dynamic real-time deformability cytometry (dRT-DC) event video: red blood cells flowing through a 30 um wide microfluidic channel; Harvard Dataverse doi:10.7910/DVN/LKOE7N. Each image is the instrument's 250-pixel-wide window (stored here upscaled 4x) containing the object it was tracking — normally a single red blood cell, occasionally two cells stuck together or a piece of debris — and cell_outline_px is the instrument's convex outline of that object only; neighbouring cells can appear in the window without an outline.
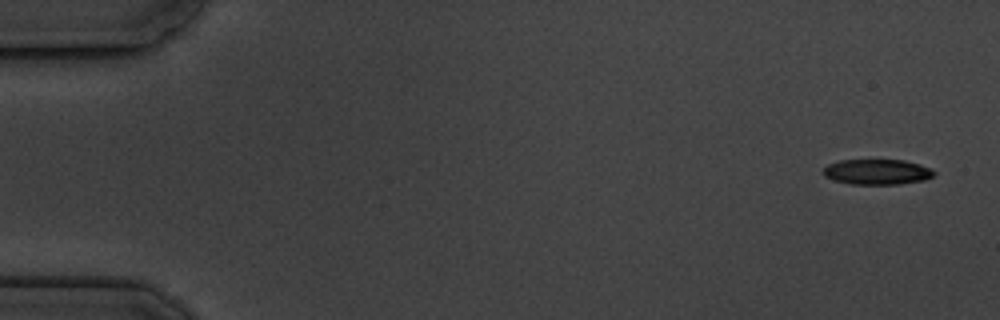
{"species": "common noctule bat (a hibernating species)", "species_latin": "Nyctalus noctula", "temperature_condition": "cold", "stored_images_in_passage": 5, "camera_frame_rate_fps": 3000, "um_per_image_px": 0.085, "animal": {"sex": "male", "body_mass_g": 19.5, "forearm_length_mm": 54.6}, "frame": {"image": 1, "passage_image": 1, "time_ms": 0.0, "image_size_px": [1000, 320], "cell_outline_px": [[936, 172], [932, 176], [924, 180], [900, 184], [852, 184], [832, 180], [824, 176], [824, 168], [828, 164], [840, 160], [904, 160], [920, 164]], "centroid_in_image_um": [74.54, 14.61], "position_along_channel_um": 10.5, "area_um2": 16.3}}
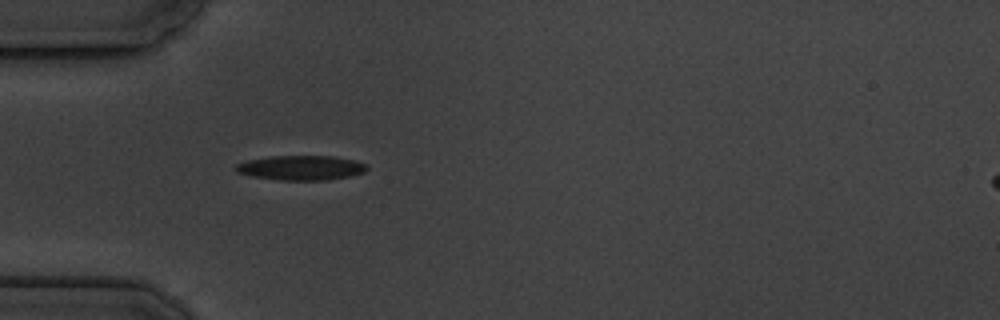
{"frame": {"image": 2, "passage_image": 5, "time_ms": 5.0, "image_size_px": [1000, 320], "cell_outline_px": [[368, 168], [364, 172], [348, 176], [324, 180], [280, 180], [252, 176], [236, 172], [232, 168], [236, 164], [248, 160], [268, 156], [332, 156], [356, 160], [368, 164]], "centroid_in_image_um": [25.57, 14.25], "position_along_channel_um": 59.4, "area_um2": 18.9}}